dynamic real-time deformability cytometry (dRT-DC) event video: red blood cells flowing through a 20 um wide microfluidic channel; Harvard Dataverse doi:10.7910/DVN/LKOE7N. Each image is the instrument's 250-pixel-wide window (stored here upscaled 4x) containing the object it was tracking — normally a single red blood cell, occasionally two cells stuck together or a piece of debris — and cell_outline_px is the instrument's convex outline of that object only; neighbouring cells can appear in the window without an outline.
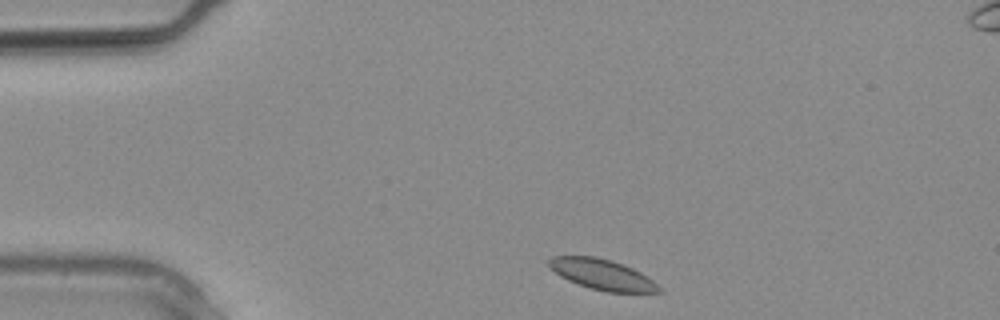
{"species": "common noctule bat (a hibernating species)", "species_latin": "Nyctalus noctula", "temperature_condition": "warm", "stored_images_in_passage": 24, "camera_frame_rate_fps": 3000, "um_per_image_px": 0.085, "animal": {"sex": "male", "body_mass_g": 20.4}, "frame": {"image": 1, "passage_image": 1, "time_ms": 0.0, "image_size_px": [1000, 320], "cell_outline_px": [[664, 292], [608, 292], [588, 288], [568, 280], [560, 276], [548, 264], [548, 260], [552, 256], [596, 256], [612, 260], [632, 268], [640, 272], [652, 280]], "centroid_in_image_um": [51.18, 23.33], "position_along_channel_um": 33.8, "area_um2": 19.42}}